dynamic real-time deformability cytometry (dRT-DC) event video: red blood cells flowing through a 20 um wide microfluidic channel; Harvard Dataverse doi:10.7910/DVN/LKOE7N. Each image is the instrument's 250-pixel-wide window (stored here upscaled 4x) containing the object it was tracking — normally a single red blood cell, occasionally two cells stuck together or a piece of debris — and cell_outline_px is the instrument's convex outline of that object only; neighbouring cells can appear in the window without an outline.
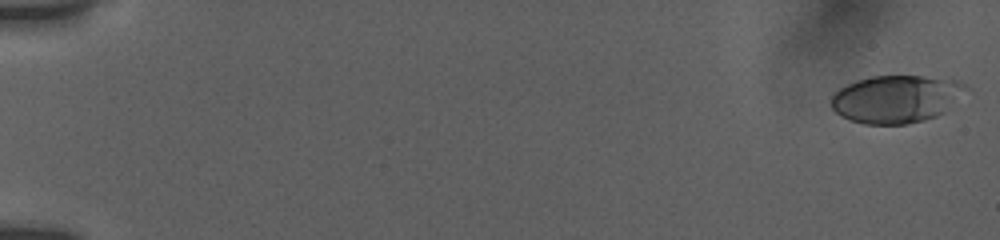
{"species": "human", "species_latin": "Homo sapiens", "temperature_condition": "room temperature", "stored_images_in_passage": 55, "camera_frame_rate_fps": 3000, "um_per_image_px": 0.085, "donor": {"sex": "female"}, "frame": {"image": 1, "passage_image": 1, "time_ms": 0.0, "image_size_px": [1000, 240], "cell_outline_px": [[968, 88], [944, 112], [936, 116], [924, 120], [908, 124], [864, 124], [840, 116], [832, 108], [832, 92], [848, 84], [872, 76], [952, 76], [960, 80]], "centroid_in_image_um": [76.22, 8.39], "position_along_channel_um": 8.8, "area_um2": 37.63}}
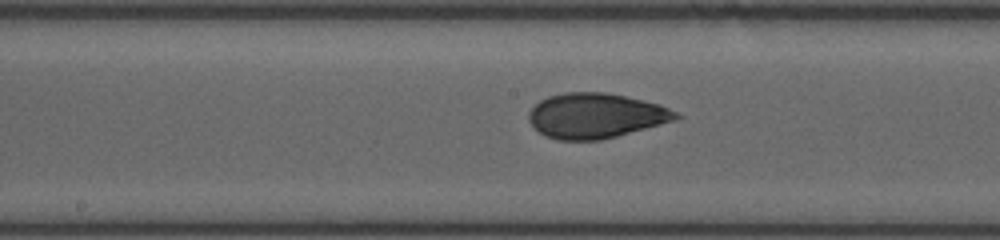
{"frame": {"image": 2, "passage_image": 30, "time_ms": 9.667, "image_size_px": [1000, 240], "cell_outline_px": [[680, 116], [676, 120], [616, 136], [600, 140], [560, 140], [544, 136], [528, 120], [528, 112], [540, 100], [548, 96], [564, 92], [604, 92], [624, 96], [660, 104], [676, 112]], "centroid_in_image_um": [50.61, 9.83], "position_along_channel_um": 197.6, "area_um2": 38.38}}
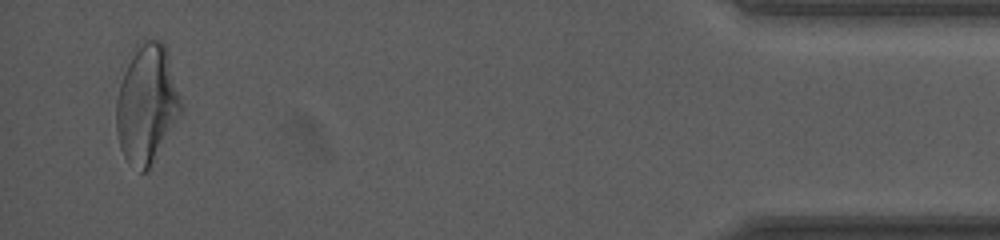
{"frame": {"image": 3, "passage_image": 53, "time_ms": 17.333, "image_size_px": [1000, 240], "cell_outline_px": [[184, 112], [148, 168], [144, 172], [140, 172], [128, 164], [120, 148], [116, 132], [116, 100], [120, 84], [124, 72], [136, 44], [144, 40], [160, 40], [168, 48]], "centroid_in_image_um": [12.49, 8.83], "position_along_channel_um": 422.7, "area_um2": 45.14}, "authors_computed_cell_mechanics": {"area_um2": 38.148, "velocity_mm_per_s": 3.8385, "shape_relaxation_time_tau1_ms": 7.0793, "shape_relaxation_time_tau2_ms": 1.3049, "deformation_change_tau1": 0.1983, "deformation_change_tau2": 0.0663}}